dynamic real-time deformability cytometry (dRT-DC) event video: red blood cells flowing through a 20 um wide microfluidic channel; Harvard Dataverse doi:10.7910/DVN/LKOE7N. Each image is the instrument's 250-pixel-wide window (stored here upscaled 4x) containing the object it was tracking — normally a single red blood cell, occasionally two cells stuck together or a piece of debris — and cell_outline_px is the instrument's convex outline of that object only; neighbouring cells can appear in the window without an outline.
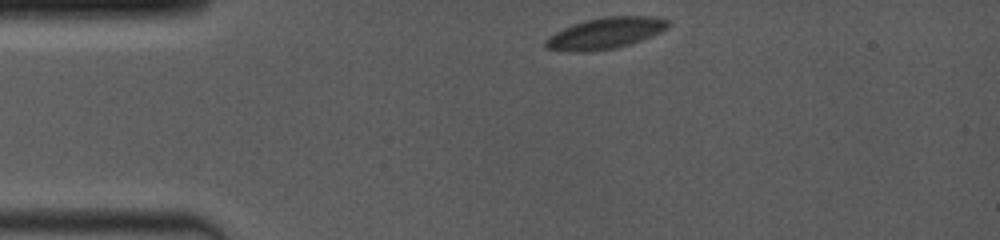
{"species": "common noctule bat (a hibernating species)", "species_latin": "Nyctalus noctula", "temperature_condition": "room temperature", "stored_images_in_passage": 57, "camera_frame_rate_fps": 4000, "um_per_image_px": 0.085, "animal": {"sex": "female", "body_mass_g": 19.0, "forearm_length_mm": 53.3}, "frame": {"image": 1, "passage_image": 1, "time_ms": 0.0, "image_size_px": [1000, 240], "cell_outline_px": [[672, 24], [668, 28], [660, 32], [628, 44], [612, 48], [548, 48], [544, 44], [544, 40], [548, 36], [564, 28], [588, 20], [604, 16], [652, 16], [668, 20]], "centroid_in_image_um": [51.58, 2.74], "position_along_channel_um": 33.4, "area_um2": 20.81}}
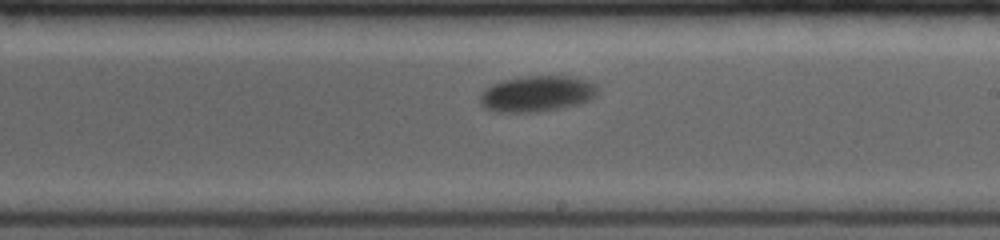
{"frame": {"image": 2, "passage_image": 36, "time_ms": 6.75, "image_size_px": [1000, 240], "cell_outline_px": [[596, 96], [580, 104], [560, 108], [536, 112], [496, 112], [484, 108], [480, 104], [480, 96], [492, 84], [504, 80], [524, 76], [568, 76], [588, 80], [596, 88]], "centroid_in_image_um": [45.62, 7.98], "position_along_channel_um": 243.4, "area_um2": 24.45}}
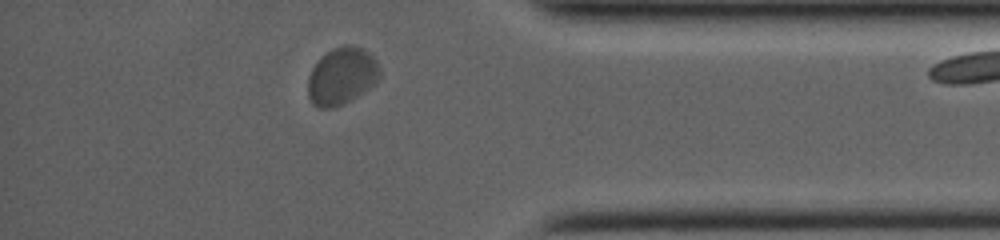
{"frame": {"image": 3, "passage_image": 56, "time_ms": 11.25, "image_size_px": [1000, 240], "cell_outline_px": [[380, 76], [376, 84], [356, 96], [332, 108], [320, 108], [312, 104], [308, 96], [308, 76], [316, 60], [324, 52], [332, 48], [348, 44], [352, 44], [364, 48], [380, 64]], "centroid_in_image_um": [29.05, 6.42], "position_along_channel_um": 406.2, "area_um2": 24.28}}